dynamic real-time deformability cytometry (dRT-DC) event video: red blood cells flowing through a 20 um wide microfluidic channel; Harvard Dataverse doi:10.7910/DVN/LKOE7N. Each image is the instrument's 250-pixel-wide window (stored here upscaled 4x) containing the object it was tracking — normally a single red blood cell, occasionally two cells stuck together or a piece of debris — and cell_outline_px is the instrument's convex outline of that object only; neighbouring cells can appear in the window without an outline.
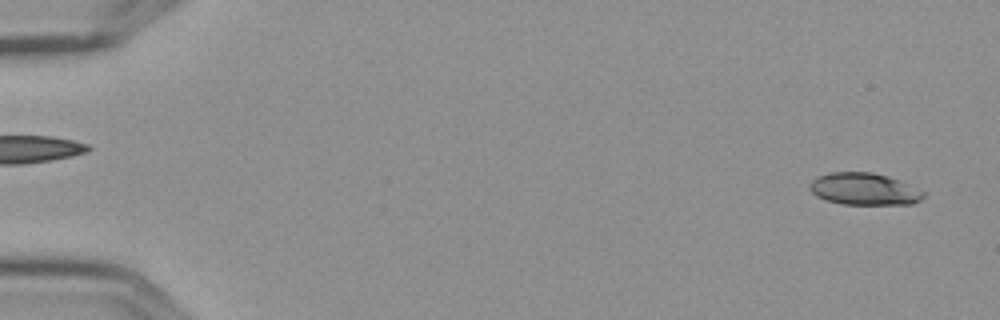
{"species": "Egyptian fruit bat (a non-hibernating species)", "species_latin": "Rousettus aegyptiacus", "temperature_condition": "cold", "stored_images_in_passage": 6, "segment_of_instrument_passage": [2, 2], "camera_frame_rate_fps": 3000, "um_per_image_px": 0.085, "frame": {"image": 1, "passage_image": 6, "time_ms": 1.667, "image_size_px": [1000, 320], "cell_outline_px": [[924, 196], [920, 200], [912, 204], [844, 204], [824, 200], [816, 196], [808, 188], [808, 184], [812, 180], [828, 172], [872, 172], [888, 176], [924, 192]], "centroid_in_image_um": [73.39, 16.07], "position_along_channel_um": 11.6, "area_um2": 21.1}}